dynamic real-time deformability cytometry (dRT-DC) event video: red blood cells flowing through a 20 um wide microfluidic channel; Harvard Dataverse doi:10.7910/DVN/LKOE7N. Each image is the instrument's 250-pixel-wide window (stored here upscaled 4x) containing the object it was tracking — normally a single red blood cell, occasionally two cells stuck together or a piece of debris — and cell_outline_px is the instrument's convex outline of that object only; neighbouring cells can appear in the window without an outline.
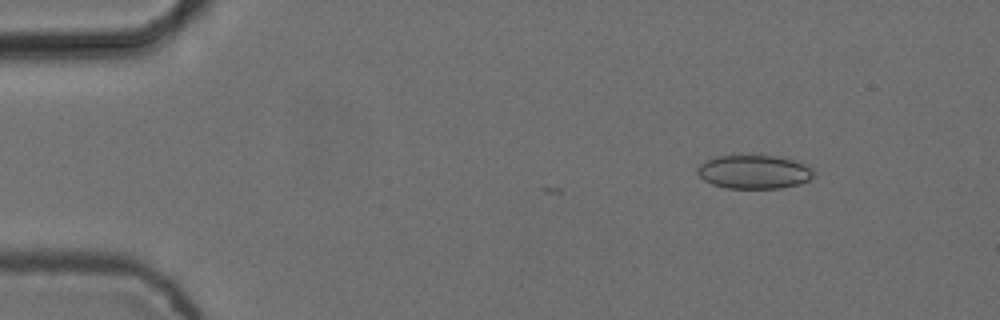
{"species": "common noctule bat (a hibernating species)", "species_latin": "Nyctalus noctula", "temperature_condition": "cold", "stored_images_in_passage": 2, "camera_frame_rate_fps": 3000, "um_per_image_px": 0.085, "animal": {"sex": "female", "body_mass_g": 24.6, "forearm_length_mm": 56.2}, "frame": {"image": 1, "passage_image": 2, "time_ms": 0.333, "image_size_px": [1000, 320], "cell_outline_px": [[812, 176], [808, 180], [800, 184], [780, 188], [728, 188], [712, 184], [704, 180], [696, 172], [700, 164], [716, 156], [776, 156], [796, 160], [812, 168]], "centroid_in_image_um": [64.1, 14.61], "position_along_channel_um": 20.9, "area_um2": 22.6}}